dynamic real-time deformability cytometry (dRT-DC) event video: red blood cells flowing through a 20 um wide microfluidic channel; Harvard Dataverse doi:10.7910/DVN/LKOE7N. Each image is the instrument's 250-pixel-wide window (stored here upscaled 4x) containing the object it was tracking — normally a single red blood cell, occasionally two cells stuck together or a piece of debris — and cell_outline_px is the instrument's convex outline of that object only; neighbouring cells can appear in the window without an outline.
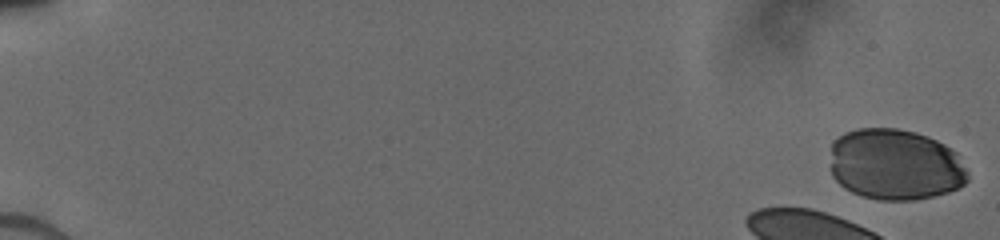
{"species": "human", "species_latin": "Homo sapiens", "temperature_condition": "cold", "stored_images_in_passage": 25, "camera_frame_rate_fps": 3000, "um_per_image_px": 0.085, "donor": {"sex": "male"}, "frame": {"image": 1, "passage_image": 1, "time_ms": 0.0, "image_size_px": [1000, 240], "cell_outline_px": [[968, 180], [964, 184], [948, 192], [932, 196], [912, 200], [880, 200], [864, 196], [852, 192], [844, 188], [832, 176], [832, 140], [844, 132], [856, 128], [896, 128], [916, 132], [928, 136], [944, 144], [956, 152], [968, 172]], "centroid_in_image_um": [76.09, 13.97], "position_along_channel_um": 8.9, "area_um2": 57.22}}